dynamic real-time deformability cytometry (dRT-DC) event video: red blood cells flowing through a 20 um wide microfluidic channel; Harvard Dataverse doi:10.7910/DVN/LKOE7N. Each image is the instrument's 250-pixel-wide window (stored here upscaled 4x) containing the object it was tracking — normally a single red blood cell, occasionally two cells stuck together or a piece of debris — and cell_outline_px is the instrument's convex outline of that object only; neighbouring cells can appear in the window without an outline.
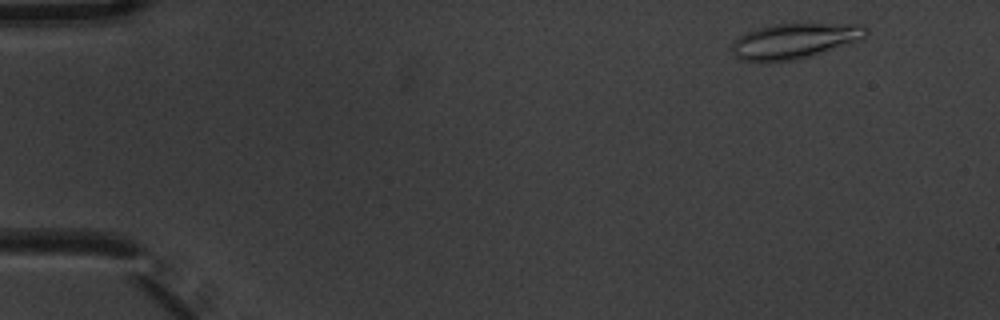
{"species": "common noctule bat (a hibernating species)", "species_latin": "Nyctalus noctula", "temperature_condition": "warm", "stored_images_in_passage": 4, "camera_frame_rate_fps": 3000, "um_per_image_px": 0.085, "animal": {"sex": "male", "body_mass_g": 20.1, "forearm_length_mm": 53.5}, "frame": {"image": 1, "passage_image": 1, "time_ms": 0.0, "image_size_px": [1000, 320], "cell_outline_px": [[868, 32], [864, 40], [808, 56], [792, 60], [740, 60], [732, 52], [732, 44], [740, 36], [756, 28], [772, 24], [864, 24], [868, 28]], "centroid_in_image_um": [67.62, 3.45], "position_along_channel_um": 17.4, "area_um2": 27.22}}